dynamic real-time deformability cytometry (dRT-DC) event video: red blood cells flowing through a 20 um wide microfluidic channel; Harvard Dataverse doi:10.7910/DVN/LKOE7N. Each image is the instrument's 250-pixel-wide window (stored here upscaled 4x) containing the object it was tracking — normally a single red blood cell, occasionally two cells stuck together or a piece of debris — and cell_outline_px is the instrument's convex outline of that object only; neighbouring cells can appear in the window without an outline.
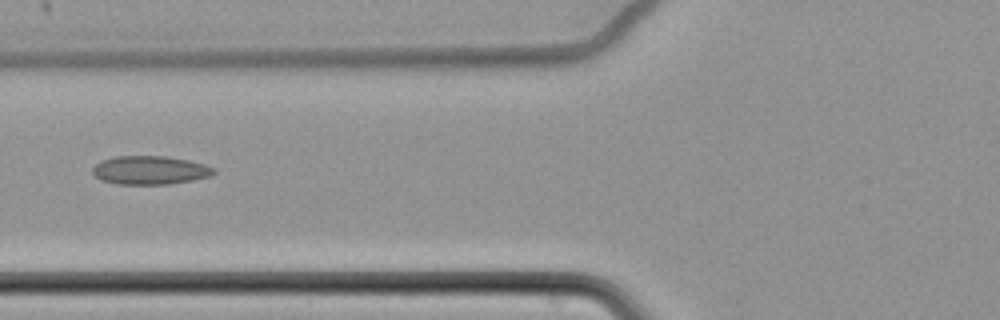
{"species": "common noctule bat (a hibernating species)", "species_latin": "Nyctalus noctula", "temperature_condition": "cold", "stored_images_in_passage": 8, "camera_frame_rate_fps": 3000, "um_per_image_px": 0.085, "animal": {"sex": "female", "body_mass_g": 22.7, "forearm_length_mm": 54.2}, "frame": {"image": 1, "passage_image": 7, "time_ms": 2.0, "image_size_px": [1000, 320], "cell_outline_px": [[216, 172], [212, 176], [192, 180], [168, 184], [116, 184], [100, 180], [92, 172], [92, 168], [100, 160], [116, 156], [168, 156], [188, 160], [204, 164], [216, 168]], "centroid_in_image_um": [12.76, 14.46], "position_along_channel_um": 113.0, "area_um2": 20.35}}
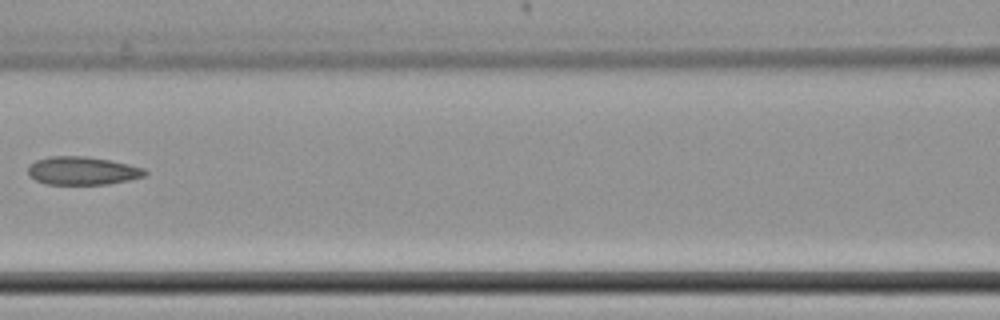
{"frame": {"image": 2, "passage_image": 8, "time_ms": 2.333, "image_size_px": [1000, 320], "cell_outline_px": [[148, 172], [144, 176], [128, 180], [108, 184], [48, 184], [36, 180], [28, 176], [28, 164], [36, 160], [48, 156], [84, 156], [108, 160], [128, 164], [144, 168]], "centroid_in_image_um": [6.97, 14.51], "position_along_channel_um": 159.6, "area_um2": 19.19}}